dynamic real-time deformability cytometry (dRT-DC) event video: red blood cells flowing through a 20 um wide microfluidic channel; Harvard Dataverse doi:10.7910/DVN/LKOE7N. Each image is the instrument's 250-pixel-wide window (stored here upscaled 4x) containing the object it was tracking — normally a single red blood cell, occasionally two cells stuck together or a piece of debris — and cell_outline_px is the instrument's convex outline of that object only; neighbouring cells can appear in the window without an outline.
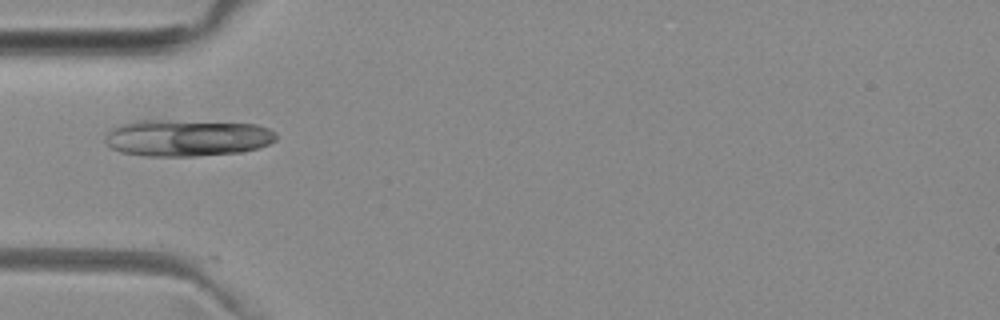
{"species": "common noctule bat (a hibernating species)", "species_latin": "Nyctalus noctula", "temperature_condition": "room temperature", "stored_images_in_passage": 36, "camera_frame_rate_fps": 3000, "um_per_image_px": 0.085, "animal": {"sex": "female", "body_mass_g": 29.2, "forearm_length_mm": 56.3}, "frame": {"image": 1, "passage_image": 1, "time_ms": 0.0, "image_size_px": [1000, 320], "cell_outline_px": [[276, 140], [268, 144], [244, 152], [196, 156], [144, 156], [120, 152], [112, 148], [104, 140], [104, 136], [112, 128], [120, 124], [136, 120], [168, 120], [256, 124], [268, 128], [276, 132]], "centroid_in_image_um": [15.88, 11.72], "position_along_channel_um": 69.1, "area_um2": 36.82}}
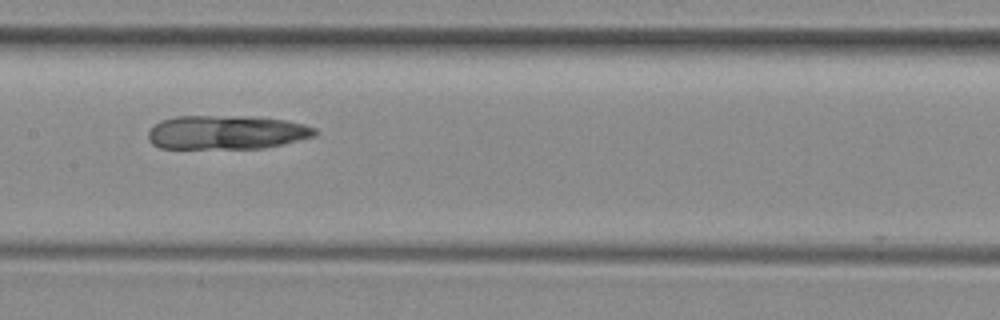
{"frame": {"image": 2, "passage_image": 10, "time_ms": 3.0, "image_size_px": [1000, 320], "cell_outline_px": [[316, 136], [264, 148], [160, 148], [152, 144], [148, 140], [148, 132], [160, 120], [176, 116], [260, 116], [284, 120], [304, 124], [316, 128]], "centroid_in_image_um": [19.26, 11.24], "position_along_channel_um": 188.1, "area_um2": 33.12}}
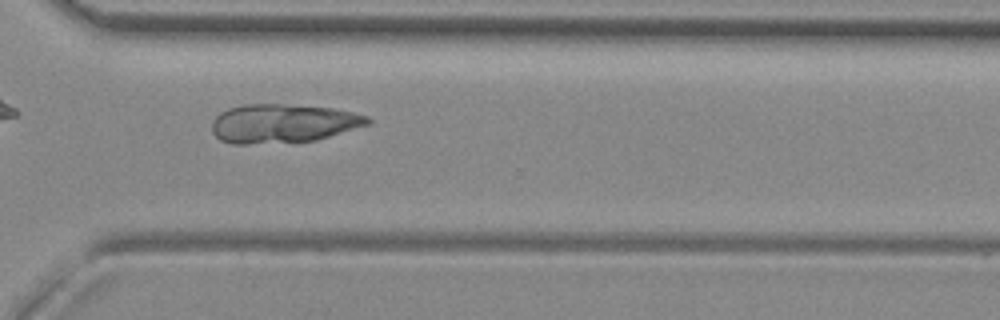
{"frame": {"image": 3, "passage_image": 22, "time_ms": 7.0, "image_size_px": [1000, 320], "cell_outline_px": [[372, 124], [316, 140], [248, 144], [232, 144], [220, 140], [212, 132], [212, 124], [216, 116], [220, 112], [228, 108], [244, 104], [284, 104], [332, 108], [352, 112], [368, 116], [372, 120]], "centroid_in_image_um": [24.07, 10.49], "position_along_channel_um": 346.5, "area_um2": 35.32}}